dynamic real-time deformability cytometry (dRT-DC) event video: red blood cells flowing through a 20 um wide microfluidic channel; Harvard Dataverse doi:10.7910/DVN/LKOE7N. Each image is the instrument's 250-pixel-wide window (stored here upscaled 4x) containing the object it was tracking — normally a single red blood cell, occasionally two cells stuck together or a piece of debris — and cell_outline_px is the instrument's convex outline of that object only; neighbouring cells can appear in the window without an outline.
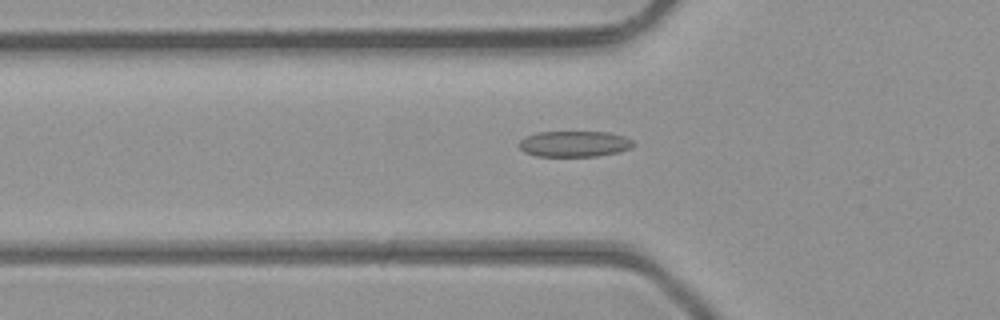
{"species": "common noctule bat (a hibernating species)", "species_latin": "Nyctalus noctula", "temperature_condition": "room temperature", "stored_images_in_passage": 42, "camera_frame_rate_fps": 3000, "um_per_image_px": 0.085, "animal": {"sex": "male", "body_mass_g": 23.1, "forearm_length_mm": 52.7}, "frame": {"image": 1, "passage_image": 12, "time_ms": 3.667, "image_size_px": [1000, 320], "cell_outline_px": [[636, 144], [632, 148], [620, 152], [596, 156], [536, 156], [524, 152], [520, 148], [520, 140], [536, 132], [608, 132], [624, 136], [632, 140]], "centroid_in_image_um": [48.87, 12.23], "position_along_channel_um": 76.9, "area_um2": 17.28}}
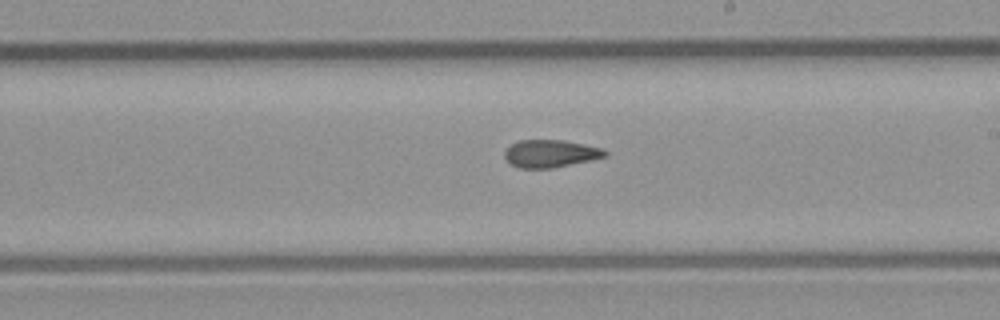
{"frame": {"image": 2, "passage_image": 23, "time_ms": 7.333, "image_size_px": [1000, 320], "cell_outline_px": [[608, 156], [592, 160], [552, 168], [520, 168], [512, 164], [504, 156], [504, 152], [512, 144], [520, 140], [564, 140], [604, 148], [608, 152]], "centroid_in_image_um": [46.85, 13.05], "position_along_channel_um": 242.1, "area_um2": 16.13}}
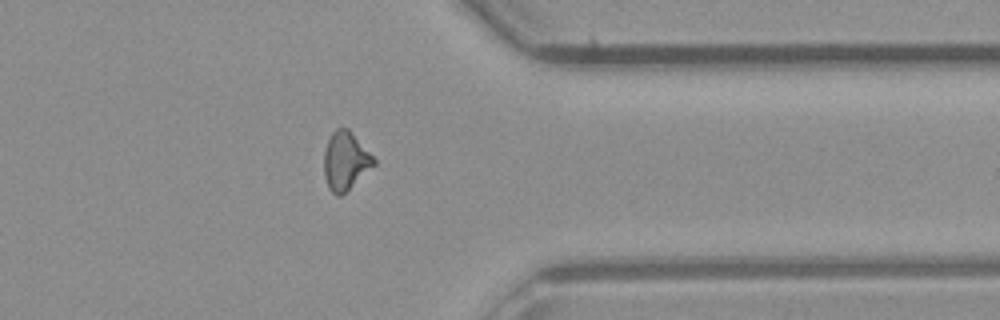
{"frame": {"image": 3, "passage_image": 33, "time_ms": 10.667, "image_size_px": [1000, 320], "cell_outline_px": [[376, 164], [340, 196], [336, 196], [328, 188], [324, 176], [324, 152], [328, 140], [332, 132], [336, 128], [348, 128], [376, 160]], "centroid_in_image_um": [29.34, 13.68], "position_along_channel_um": 382.1, "area_um2": 16.7}, "authors_computed_cell_mechanics": {"area_um2": 16.762, "velocity_mm_per_s": 4.4724, "shape_relaxation_time_tau1_ms": null, "shape_relaxation_time_tau2_ms": 2.6236, "deformation_change_tau1": null, "deformation_change_tau2": 0.103}}